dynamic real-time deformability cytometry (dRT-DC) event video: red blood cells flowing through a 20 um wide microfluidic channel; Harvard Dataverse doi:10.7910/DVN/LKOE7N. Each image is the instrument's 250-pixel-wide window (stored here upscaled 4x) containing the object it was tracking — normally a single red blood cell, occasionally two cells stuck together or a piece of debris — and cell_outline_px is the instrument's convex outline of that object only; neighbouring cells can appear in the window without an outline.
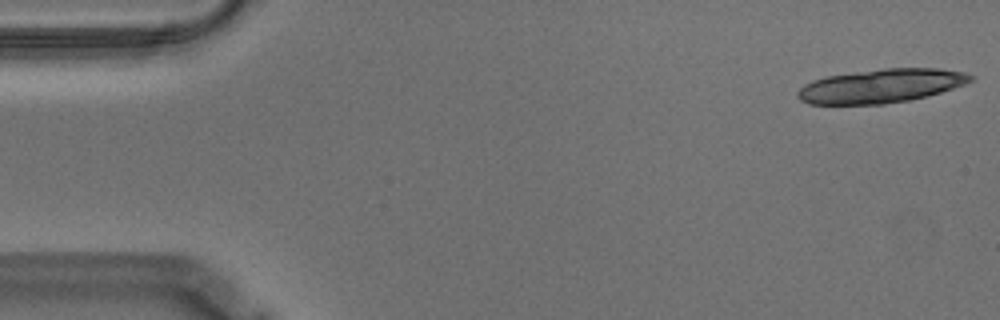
{"species": "Egyptian fruit bat (a non-hibernating species)", "species_latin": "Rousettus aegyptiacus", "temperature_condition": "warm", "stored_images_in_passage": 22, "camera_frame_rate_fps": 3000, "um_per_image_px": 0.085, "animal": {"sex": "male"}, "frame": {"image": 1, "passage_image": 1, "time_ms": 0.0, "image_size_px": [1000, 320], "cell_outline_px": [[976, 76], [972, 80], [964, 84], [940, 92], [908, 100], [884, 104], [808, 104], [800, 100], [796, 96], [796, 92], [804, 84], [812, 80], [828, 76], [884, 68], [940, 68], [964, 72]], "centroid_in_image_um": [74.87, 7.3], "position_along_channel_um": 10.1, "area_um2": 33.93}}